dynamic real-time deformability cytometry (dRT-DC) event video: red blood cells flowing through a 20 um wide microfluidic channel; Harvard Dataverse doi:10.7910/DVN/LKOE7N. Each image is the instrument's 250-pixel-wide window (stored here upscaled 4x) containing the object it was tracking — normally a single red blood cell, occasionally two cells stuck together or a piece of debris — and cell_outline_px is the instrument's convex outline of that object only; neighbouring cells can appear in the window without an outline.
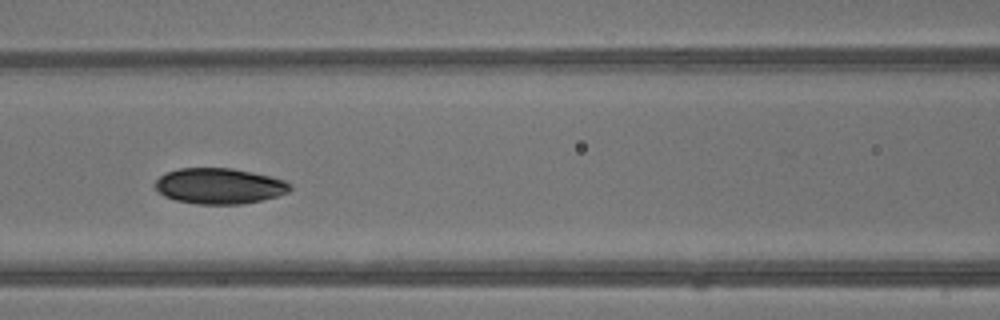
{"species": "common noctule bat (a hibernating species)", "species_latin": "Nyctalus noctula", "temperature_condition": "warm", "stored_images_in_passage": 9, "camera_frame_rate_fps": 3000, "um_per_image_px": 0.085, "animal": {"sex": "male", "body_mass_g": 13.3}, "frame": {"image": 1, "passage_image": 8, "time_ms": 2.333, "image_size_px": [1000, 320], "cell_outline_px": [[292, 188], [288, 192], [276, 196], [260, 200], [240, 204], [196, 204], [176, 200], [164, 196], [152, 184], [160, 176], [168, 172], [180, 168], [232, 168], [272, 176], [284, 180], [292, 184]], "centroid_in_image_um": [18.65, 15.8], "position_along_channel_um": 148.0, "area_um2": 28.09}}
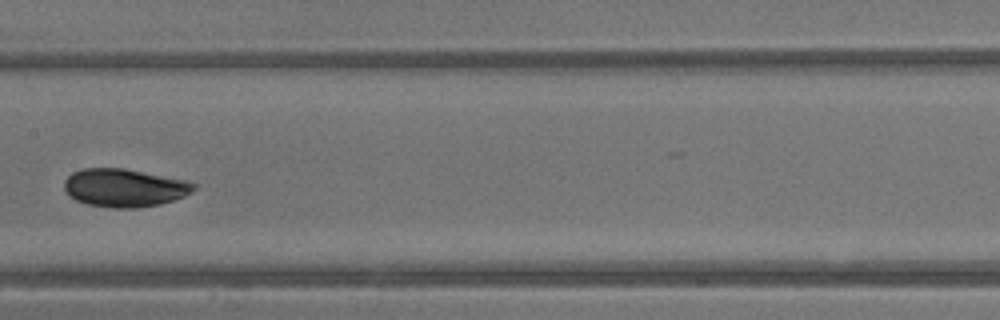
{"frame": {"image": 2, "passage_image": 9, "time_ms": 2.667, "image_size_px": [1000, 320], "cell_outline_px": [[196, 188], [192, 192], [184, 196], [160, 204], [136, 208], [116, 208], [88, 204], [76, 200], [68, 196], [64, 188], [64, 180], [72, 172], [80, 168], [124, 168], [188, 180], [196, 184]], "centroid_in_image_um": [10.57, 15.95], "position_along_channel_um": 196.8, "area_um2": 28.96}}